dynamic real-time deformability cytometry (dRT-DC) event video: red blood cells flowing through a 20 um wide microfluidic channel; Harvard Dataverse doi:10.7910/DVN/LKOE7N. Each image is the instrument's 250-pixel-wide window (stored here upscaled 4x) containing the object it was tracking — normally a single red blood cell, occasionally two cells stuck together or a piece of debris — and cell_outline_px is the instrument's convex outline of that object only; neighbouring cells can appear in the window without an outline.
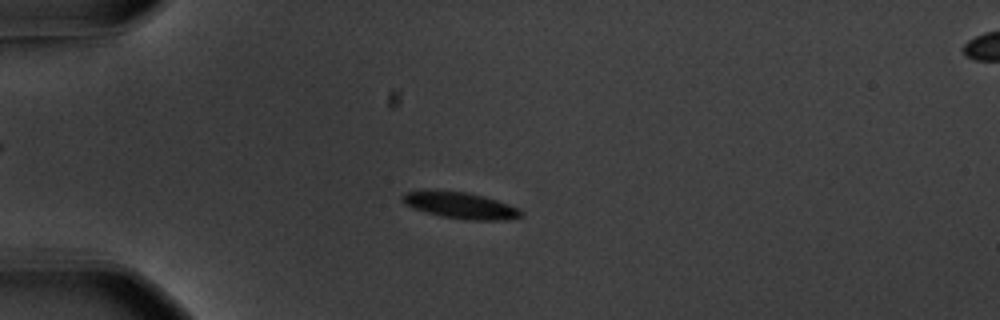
{"species": "common noctule bat (a hibernating species)", "species_latin": "Nyctalus noctula", "temperature_condition": "warm", "stored_images_in_passage": 57, "camera_frame_rate_fps": 3000, "um_per_image_px": 0.085, "animal": {"sex": "male", "body_mass_g": 20.1, "forearm_length_mm": 53.5}, "frame": {"image": 1, "passage_image": 16, "time_ms": 5.0, "image_size_px": [1000, 320], "cell_outline_px": [[524, 216], [504, 220], [468, 220], [440, 216], [412, 208], [404, 204], [400, 200], [400, 196], [404, 192], [424, 188], [468, 192], [484, 196], [520, 208], [524, 212]], "centroid_in_image_um": [39.06, 17.43], "position_along_channel_um": 45.9, "area_um2": 18.96}}
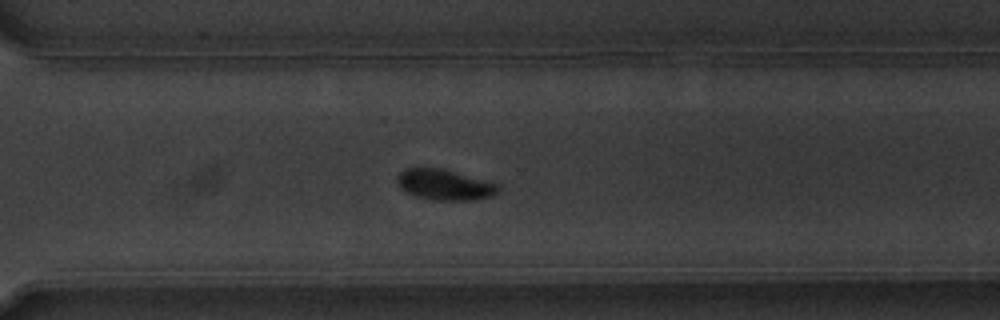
{"frame": {"image": 2, "passage_image": 42, "time_ms": 13.667, "image_size_px": [1000, 320], "cell_outline_px": [[500, 188], [492, 196], [472, 200], [436, 200], [416, 196], [404, 192], [400, 188], [396, 180], [396, 176], [404, 168], [440, 168], [500, 184]], "centroid_in_image_um": [37.76, 15.7], "position_along_channel_um": 332.8, "area_um2": 18.03}}
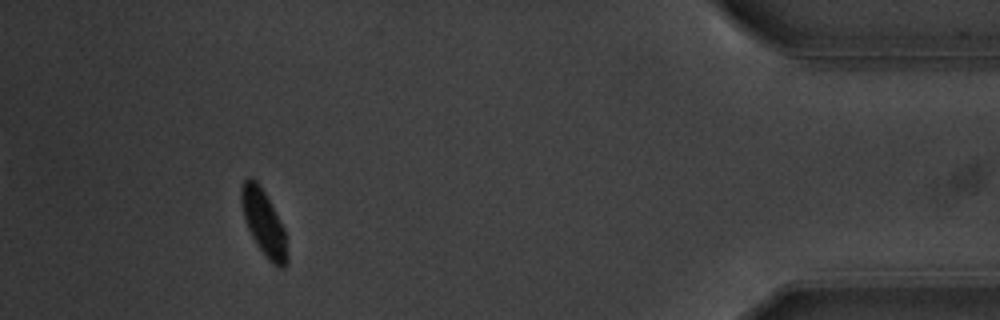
{"frame": {"image": 3, "passage_image": 53, "time_ms": 17.333, "image_size_px": [1000, 320], "cell_outline_px": [[288, 264], [284, 268], [280, 268], [272, 264], [268, 260], [256, 244], [248, 228], [244, 216], [240, 200], [240, 188], [244, 180], [248, 176], [252, 176], [256, 180], [264, 192], [284, 228], [288, 256]], "centroid_in_image_um": [22.41, 18.95], "position_along_channel_um": 412.8, "area_um2": 17.51}}